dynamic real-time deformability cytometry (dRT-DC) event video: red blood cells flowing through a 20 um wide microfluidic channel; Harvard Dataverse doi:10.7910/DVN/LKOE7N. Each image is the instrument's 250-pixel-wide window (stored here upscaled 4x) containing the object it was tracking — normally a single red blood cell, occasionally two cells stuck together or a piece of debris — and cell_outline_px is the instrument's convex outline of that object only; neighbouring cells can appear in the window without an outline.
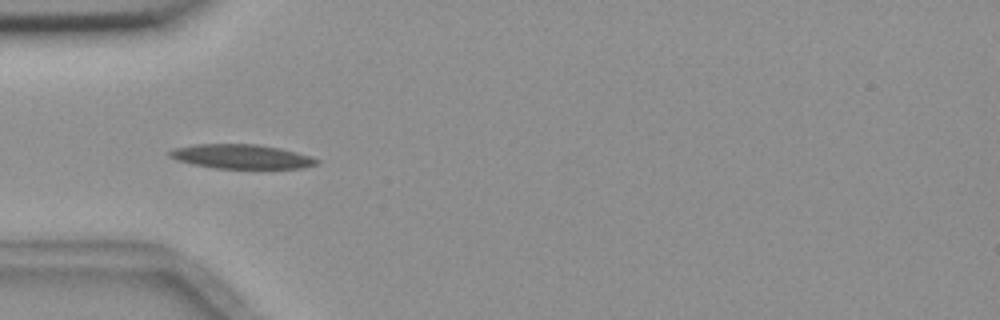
{"species": "common noctule bat (a hibernating species)", "species_latin": "Nyctalus noctula", "temperature_condition": "room temperature", "stored_images_in_passage": 3, "camera_frame_rate_fps": 3000, "um_per_image_px": 0.085, "animal": {"sex": "female", "body_mass_g": 18.4}, "frame": {"image": 1, "passage_image": 2, "time_ms": 1.0, "image_size_px": [1000, 320], "cell_outline_px": [[320, 160], [316, 164], [304, 168], [212, 168], [192, 164], [176, 160], [168, 156], [168, 152], [172, 148], [196, 144], [256, 144], [280, 148], [312, 156]], "centroid_in_image_um": [20.49, 13.3], "position_along_channel_um": 64.5, "area_um2": 20.92}}